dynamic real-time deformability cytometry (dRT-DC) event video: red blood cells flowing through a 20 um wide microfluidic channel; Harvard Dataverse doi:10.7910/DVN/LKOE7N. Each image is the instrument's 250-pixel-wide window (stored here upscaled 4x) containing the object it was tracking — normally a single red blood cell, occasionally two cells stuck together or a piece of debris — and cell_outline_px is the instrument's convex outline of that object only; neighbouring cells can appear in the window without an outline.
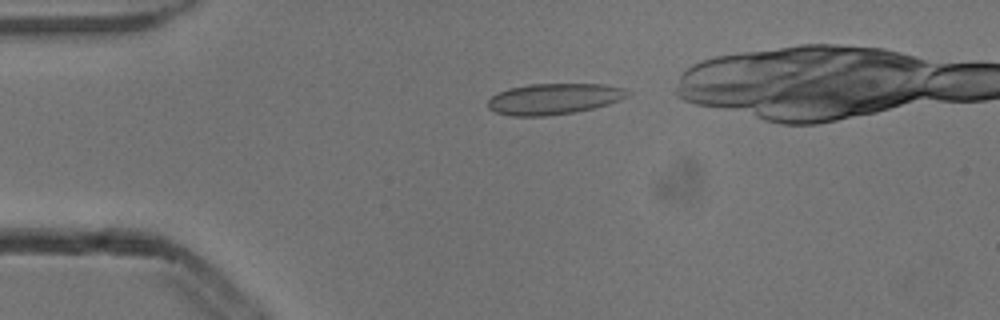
{"species": "common noctule bat (a hibernating species)", "species_latin": "Nyctalus noctula", "temperature_condition": "cold", "stored_images_in_passage": 3, "camera_frame_rate_fps": 3000, "um_per_image_px": 0.085, "animal": {"sex": "male", "body_mass_g": 13.3}, "frame": {"image": 1, "passage_image": 1, "time_ms": 0.0, "image_size_px": [1000, 320], "cell_outline_px": [[632, 92], [628, 96], [620, 100], [608, 104], [592, 108], [572, 112], [544, 116], [512, 116], [496, 112], [488, 108], [488, 100], [492, 96], [508, 88], [528, 84], [604, 84], [624, 88]], "centroid_in_image_um": [47.09, 8.39], "position_along_channel_um": 37.9, "area_um2": 25.14}}